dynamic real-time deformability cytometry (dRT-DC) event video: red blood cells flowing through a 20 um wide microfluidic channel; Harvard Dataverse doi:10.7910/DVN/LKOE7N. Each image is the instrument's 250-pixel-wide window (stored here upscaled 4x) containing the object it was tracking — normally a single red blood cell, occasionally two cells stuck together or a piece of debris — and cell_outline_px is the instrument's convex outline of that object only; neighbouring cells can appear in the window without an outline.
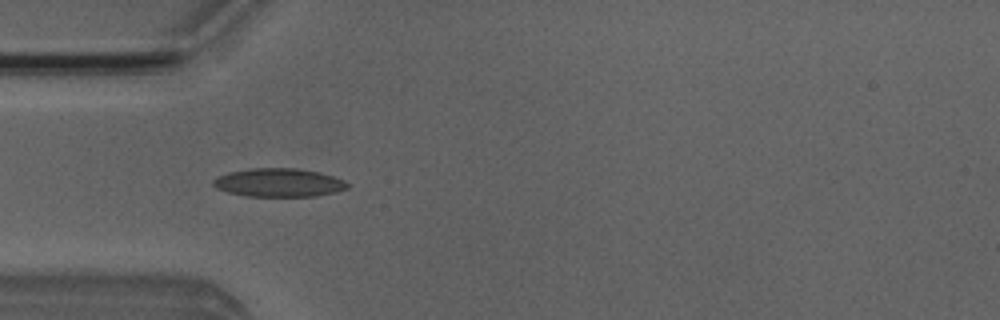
{"species": "Egyptian fruit bat (a non-hibernating species)", "species_latin": "Rousettus aegyptiacus", "temperature_condition": "room temperature", "stored_images_in_passage": 6, "camera_frame_rate_fps": 3000, "um_per_image_px": 0.085, "animal": {"sex": "male"}, "frame": {"image": 1, "passage_image": 5, "time_ms": 4.667, "image_size_px": [1000, 320], "cell_outline_px": [[348, 188], [336, 192], [316, 196], [248, 196], [228, 192], [216, 188], [212, 184], [212, 180], [216, 176], [228, 172], [248, 168], [296, 168], [320, 172], [344, 180], [348, 184]], "centroid_in_image_um": [23.67, 15.51], "position_along_channel_um": 61.3, "area_um2": 22.37}}